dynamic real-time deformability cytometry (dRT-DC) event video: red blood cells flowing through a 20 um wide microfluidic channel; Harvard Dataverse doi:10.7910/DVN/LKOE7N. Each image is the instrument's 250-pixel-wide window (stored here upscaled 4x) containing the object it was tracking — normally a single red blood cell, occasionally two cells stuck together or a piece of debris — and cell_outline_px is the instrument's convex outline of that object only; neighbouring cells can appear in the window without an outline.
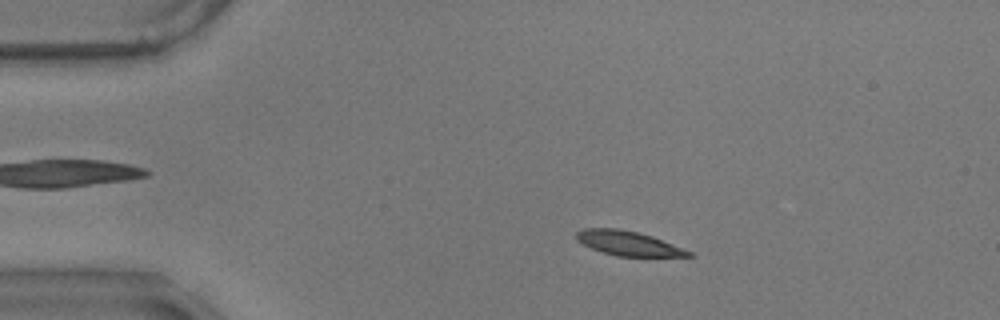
{"species": "common noctule bat (a hibernating species)", "species_latin": "Nyctalus noctula", "temperature_condition": "warm", "stored_images_in_passage": 57, "camera_frame_rate_fps": 3000, "um_per_image_px": 0.085, "animal": {"sex": "male", "body_mass_g": 17.9}, "frame": {"image": 1, "passage_image": 10, "time_ms": 3.0, "image_size_px": [1000, 320], "cell_outline_px": [[696, 256], [616, 256], [592, 248], [576, 240], [576, 232], [584, 228], [616, 228], [636, 232], [652, 236], [692, 252]], "centroid_in_image_um": [53.39, 20.68], "position_along_channel_um": 31.6, "area_um2": 15.72}}
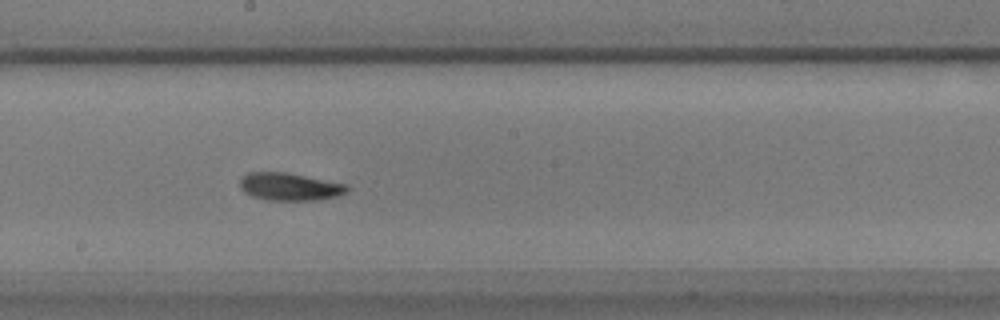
{"frame": {"image": 2, "passage_image": 31, "time_ms": 10.0, "image_size_px": [1000, 320], "cell_outline_px": [[348, 192], [336, 196], [316, 200], [268, 200], [252, 196], [244, 192], [240, 188], [240, 176], [248, 172], [284, 172], [348, 184]], "centroid_in_image_um": [24.59, 15.86], "position_along_channel_um": 223.6, "area_um2": 17.28}}
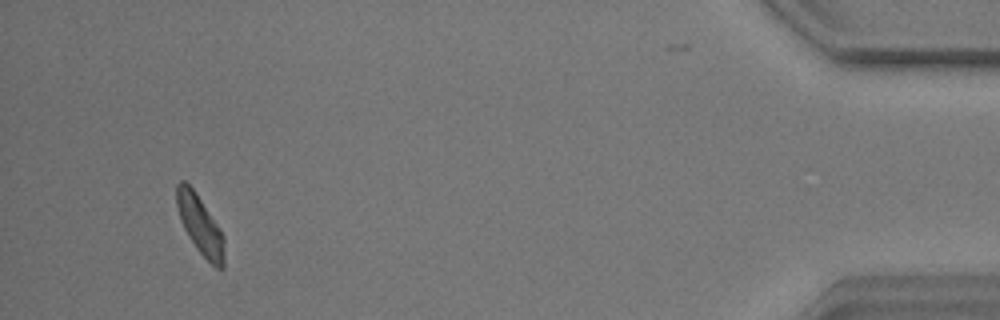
{"frame": {"image": 3, "passage_image": 54, "time_ms": 17.667, "image_size_px": [1000, 320], "cell_outline_px": [[224, 268], [216, 268], [196, 248], [188, 236], [180, 220], [176, 204], [176, 184], [180, 180], [184, 180], [196, 192], [224, 236]], "centroid_in_image_um": [16.99, 19.1], "position_along_channel_um": 418.2, "area_um2": 16.18}, "authors_computed_cell_mechanics": {"area_um2": 16.6464, "velocity_mm_per_s": 3.4672, "shape_relaxation_time_tau1_ms": 4.2832, "shape_relaxation_time_tau2_ms": 3.2908, "deformation_change_tau1": 0.1217, "deformation_change_tau2": 0.0802}}